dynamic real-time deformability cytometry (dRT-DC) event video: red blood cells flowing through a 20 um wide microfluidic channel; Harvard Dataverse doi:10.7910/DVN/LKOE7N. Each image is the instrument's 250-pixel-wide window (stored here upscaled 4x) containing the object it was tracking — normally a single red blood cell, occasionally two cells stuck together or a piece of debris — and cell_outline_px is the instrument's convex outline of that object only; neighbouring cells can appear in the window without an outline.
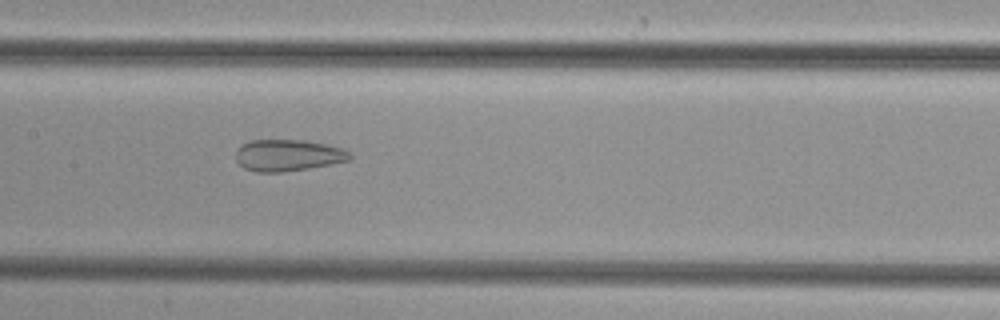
{"species": "common noctule bat (a hibernating species)", "species_latin": "Nyctalus noctula", "temperature_condition": "cold", "stored_images_in_passage": 35, "camera_frame_rate_fps": 3000, "um_per_image_px": 0.085, "animal": {"sex": "female", "body_mass_g": 29.2, "forearm_length_mm": 56.3}, "frame": {"image": 1, "passage_image": 10, "time_ms": 3.0, "image_size_px": [1000, 320], "cell_outline_px": [[352, 156], [348, 160], [332, 164], [308, 168], [280, 172], [256, 172], [244, 168], [236, 160], [236, 152], [244, 144], [252, 140], [304, 140], [324, 144], [340, 148], [348, 152]], "centroid_in_image_um": [24.46, 13.21], "position_along_channel_um": 182.9, "area_um2": 20.63}}
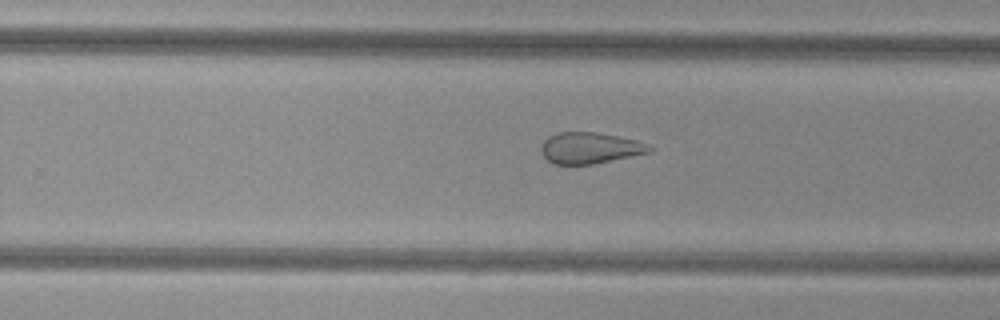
{"frame": {"image": 2, "passage_image": 17, "time_ms": 5.333, "image_size_px": [1000, 320], "cell_outline_px": [[652, 152], [592, 164], [556, 164], [548, 160], [544, 156], [540, 148], [544, 140], [548, 136], [556, 132], [596, 132], [636, 140], [648, 144], [652, 148]], "centroid_in_image_um": [50.13, 12.57], "position_along_channel_um": 279.7, "area_um2": 19.59}}
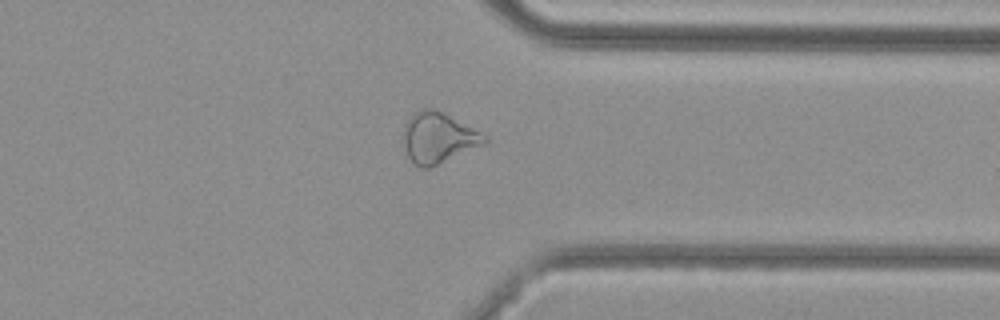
{"frame": {"image": 3, "passage_image": 24, "time_ms": 7.667, "image_size_px": [1000, 320], "cell_outline_px": [[488, 144], [432, 168], [420, 168], [412, 164], [408, 156], [404, 144], [404, 124], [420, 108], [432, 108], [444, 112], [488, 136]], "centroid_in_image_um": [37.3, 11.75], "position_along_channel_um": 374.1, "area_um2": 24.51}}